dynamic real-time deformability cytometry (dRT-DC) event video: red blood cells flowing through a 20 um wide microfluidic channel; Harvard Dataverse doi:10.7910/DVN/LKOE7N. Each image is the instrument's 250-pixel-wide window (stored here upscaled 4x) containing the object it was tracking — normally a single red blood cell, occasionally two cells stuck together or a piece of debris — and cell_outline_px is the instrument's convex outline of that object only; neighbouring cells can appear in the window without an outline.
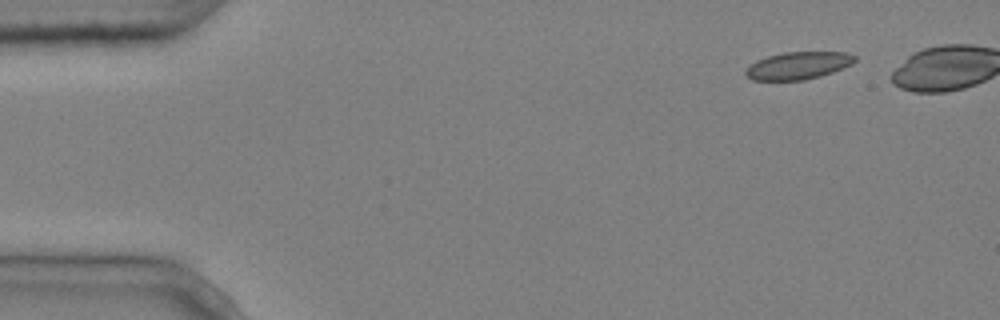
{"species": "common noctule bat (a hibernating species)", "species_latin": "Nyctalus noctula", "temperature_condition": "cold", "stored_images_in_passage": 5, "camera_frame_rate_fps": 3000, "um_per_image_px": 0.085, "animal": {"sex": "male", "body_mass_g": 20.4}, "frame": {"image": 1, "passage_image": 1, "time_ms": 0.0, "image_size_px": [1000, 320], "cell_outline_px": [[856, 60], [852, 64], [832, 72], [820, 76], [804, 80], [752, 80], [744, 72], [748, 64], [756, 60], [768, 56], [784, 52], [844, 52], [856, 56]], "centroid_in_image_um": [67.82, 5.57], "position_along_channel_um": 17.2, "area_um2": 17.46}}